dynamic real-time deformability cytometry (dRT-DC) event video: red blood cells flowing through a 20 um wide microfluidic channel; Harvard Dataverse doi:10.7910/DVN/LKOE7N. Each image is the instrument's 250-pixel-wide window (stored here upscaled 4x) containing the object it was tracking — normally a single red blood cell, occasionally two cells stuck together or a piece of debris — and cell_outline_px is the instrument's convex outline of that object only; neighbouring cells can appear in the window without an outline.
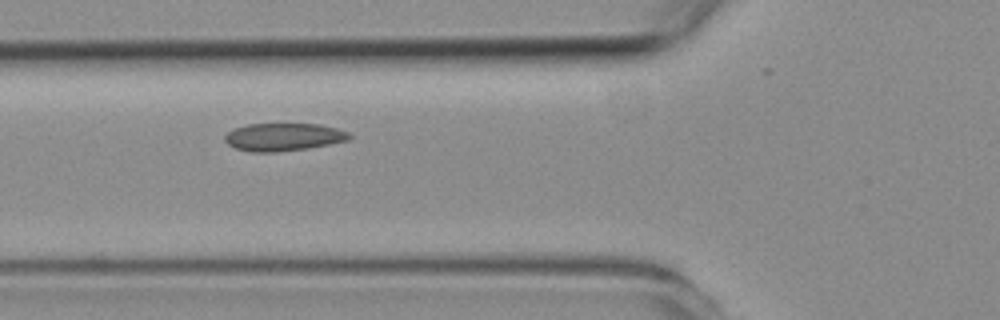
{"species": "common noctule bat (a hibernating species)", "species_latin": "Nyctalus noctula", "temperature_condition": "room temperature", "stored_images_in_passage": 8, "segment_of_instrument_passage": [1, 2], "camera_frame_rate_fps": 3000, "um_per_image_px": 0.085, "animal": {"sex": "female", "body_mass_g": 19.3, "forearm_length_mm": 54.1}, "frame": {"image": 1, "passage_image": 3, "time_ms": 2.333, "image_size_px": [1000, 320], "cell_outline_px": [[352, 136], [348, 140], [308, 148], [276, 152], [252, 152], [236, 148], [228, 144], [224, 140], [224, 136], [228, 132], [236, 128], [248, 124], [320, 124], [336, 128], [348, 132]], "centroid_in_image_um": [24.09, 11.64], "position_along_channel_um": 101.7, "area_um2": 20.0}}
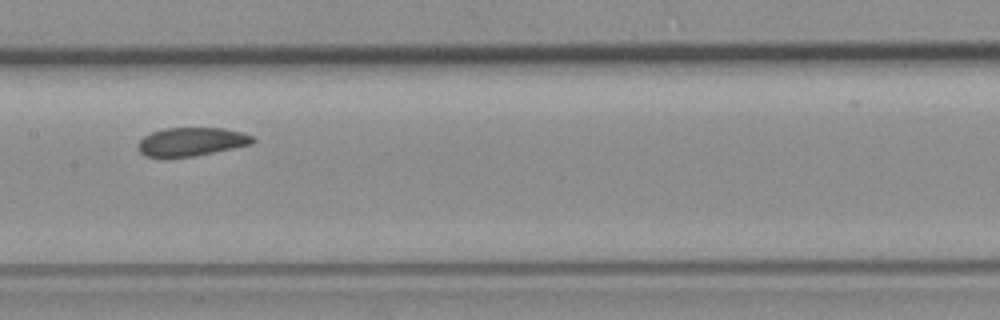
{"frame": {"image": 2, "passage_image": 5, "time_ms": 4.667, "image_size_px": [1000, 320], "cell_outline_px": [[256, 140], [252, 144], [192, 156], [144, 156], [140, 152], [140, 140], [144, 136], [152, 132], [164, 128], [224, 128], [240, 132], [252, 136]], "centroid_in_image_um": [16.29, 12.02], "position_along_channel_um": 191.1, "area_um2": 18.55}}
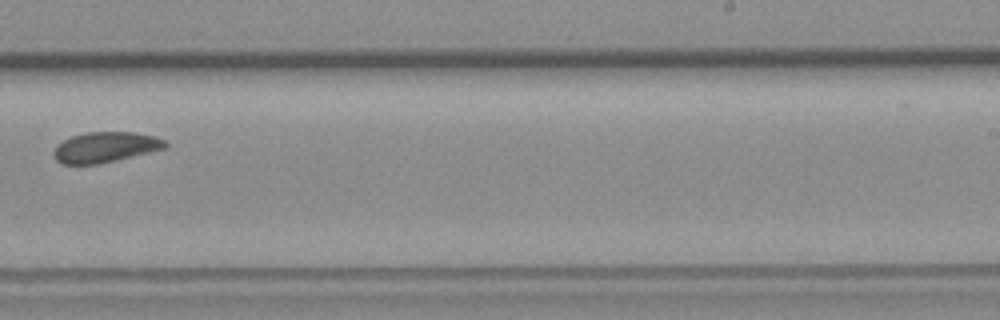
{"frame": {"image": 3, "passage_image": 7, "time_ms": 7.0, "image_size_px": [1000, 320], "cell_outline_px": [[168, 148], [100, 164], [60, 164], [56, 160], [56, 148], [64, 140], [72, 136], [84, 132], [136, 132], [156, 136], [164, 140], [168, 144]], "centroid_in_image_um": [9.03, 12.51], "position_along_channel_um": 280.0, "area_um2": 19.77}}